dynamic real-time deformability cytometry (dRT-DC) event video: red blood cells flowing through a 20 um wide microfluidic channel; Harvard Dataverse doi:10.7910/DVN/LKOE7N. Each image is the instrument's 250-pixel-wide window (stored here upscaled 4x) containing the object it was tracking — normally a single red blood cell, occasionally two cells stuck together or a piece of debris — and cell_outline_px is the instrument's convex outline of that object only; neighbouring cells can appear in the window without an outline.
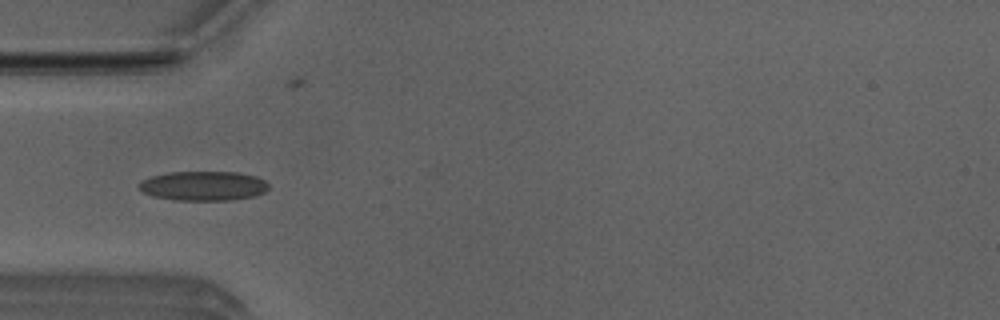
{"species": "Egyptian fruit bat (a non-hibernating species)", "species_latin": "Rousettus aegyptiacus", "temperature_condition": "room temperature", "stored_images_in_passage": 4, "camera_frame_rate_fps": 3000, "um_per_image_px": 0.085, "animal": {"sex": "male"}, "frame": {"image": 1, "passage_image": 4, "time_ms": 1.0, "image_size_px": [1000, 320], "cell_outline_px": [[268, 188], [264, 192], [256, 196], [232, 200], [176, 200], [152, 196], [136, 188], [136, 184], [140, 180], [152, 176], [168, 172], [236, 172], [256, 176], [264, 180], [268, 184]], "centroid_in_image_um": [17.25, 15.8], "position_along_channel_um": 67.8, "area_um2": 22.48}}